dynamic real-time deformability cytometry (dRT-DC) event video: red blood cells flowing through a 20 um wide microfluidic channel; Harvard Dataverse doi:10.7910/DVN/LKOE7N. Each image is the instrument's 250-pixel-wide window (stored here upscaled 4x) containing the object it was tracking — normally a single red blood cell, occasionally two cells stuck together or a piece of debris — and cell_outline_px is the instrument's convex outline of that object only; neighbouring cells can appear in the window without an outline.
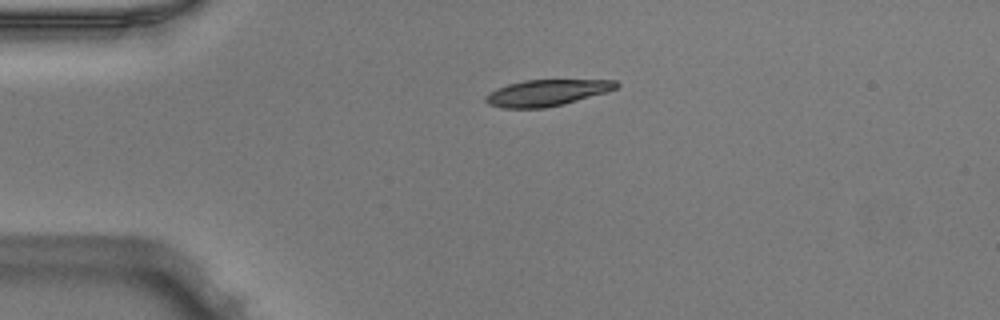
{"species": "Egyptian fruit bat (a non-hibernating species)", "species_latin": "Rousettus aegyptiacus", "temperature_condition": "warm", "stored_images_in_passage": 26, "camera_frame_rate_fps": 3000, "um_per_image_px": 0.085, "animal": {"sex": "male"}, "frame": {"image": 1, "passage_image": 2, "time_ms": 0.333, "image_size_px": [1000, 320], "cell_outline_px": [[592, 92], [556, 104], [500, 104], [504, 88], [516, 84], [536, 80], [580, 80]], "centroid_in_image_um": [46.22, 7.83], "position_along_channel_um": 38.8, "area_um2": 12.6}}
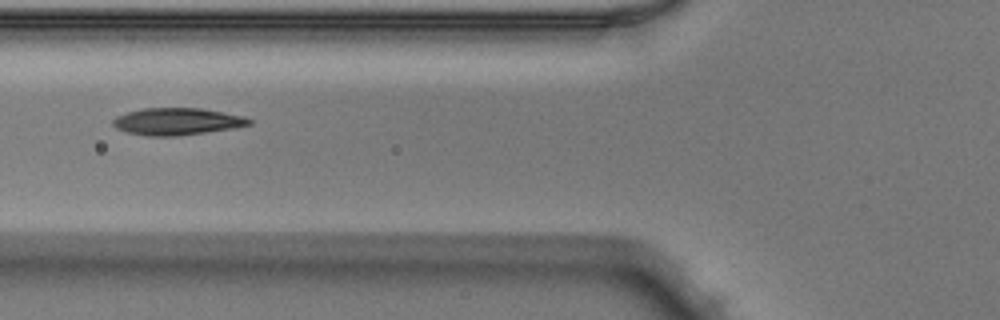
{"frame": {"image": 2, "passage_image": 10, "time_ms": 3.0, "image_size_px": [1000, 320], "cell_outline_px": [[244, 120], [240, 124], [216, 128], [188, 132], [144, 132], [128, 128], [140, 112], [212, 112]], "centroid_in_image_um": [15.4, 10.34], "position_along_channel_um": 110.4, "area_um2": 13.18}}
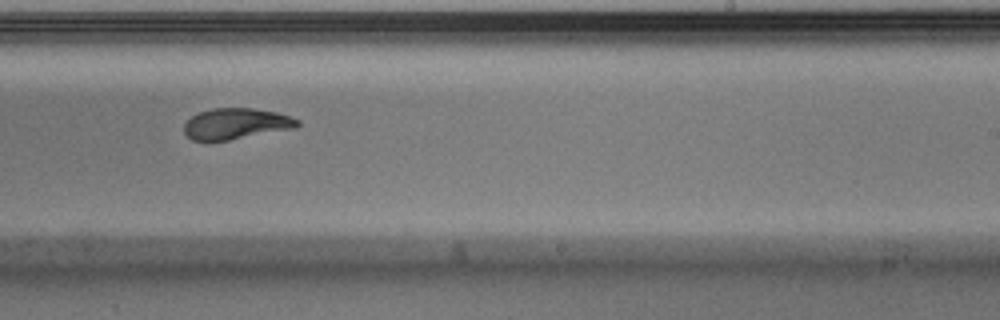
{"frame": {"image": 3, "passage_image": 22, "time_ms": 7.0, "image_size_px": [1000, 320], "cell_outline_px": [[296, 124], [220, 140], [200, 140], [192, 136], [188, 132], [208, 112], [264, 112], [284, 116], [292, 120]], "centroid_in_image_um": [20.09, 10.59], "position_along_channel_um": 268.9, "area_um2": 14.8}}